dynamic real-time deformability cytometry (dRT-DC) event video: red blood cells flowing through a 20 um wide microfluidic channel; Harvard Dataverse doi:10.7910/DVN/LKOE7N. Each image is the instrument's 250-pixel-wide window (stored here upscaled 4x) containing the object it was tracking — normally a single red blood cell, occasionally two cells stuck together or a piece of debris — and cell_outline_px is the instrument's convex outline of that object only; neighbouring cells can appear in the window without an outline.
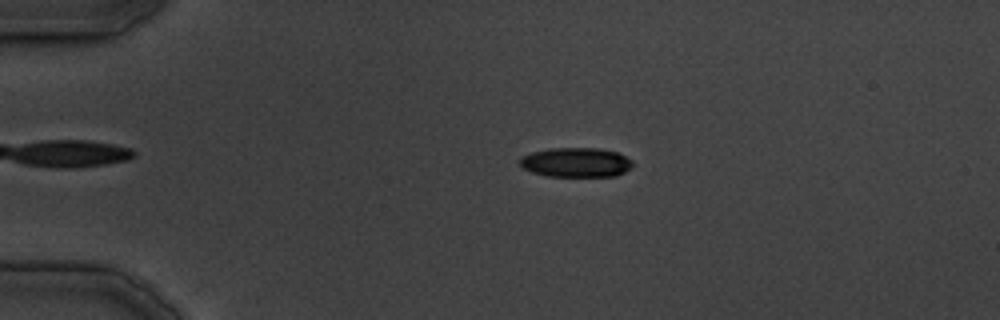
{"species": "common noctule bat (a hibernating species)", "species_latin": "Nyctalus noctula", "temperature_condition": "cold", "stored_images_in_passage": 35, "camera_frame_rate_fps": 3000, "um_per_image_px": 0.085, "animal": {"sex": "male", "body_mass_g": 19.5, "forearm_length_mm": 54.6}, "frame": {"image": 1, "passage_image": 5, "time_ms": 4.667, "image_size_px": [1000, 320], "cell_outline_px": [[632, 164], [624, 172], [616, 176], [548, 176], [532, 172], [524, 168], [520, 164], [520, 156], [532, 152], [548, 148], [600, 148], [616, 152], [632, 160]], "centroid_in_image_um": [48.93, 13.79], "position_along_channel_um": 36.1, "area_um2": 19.31}}
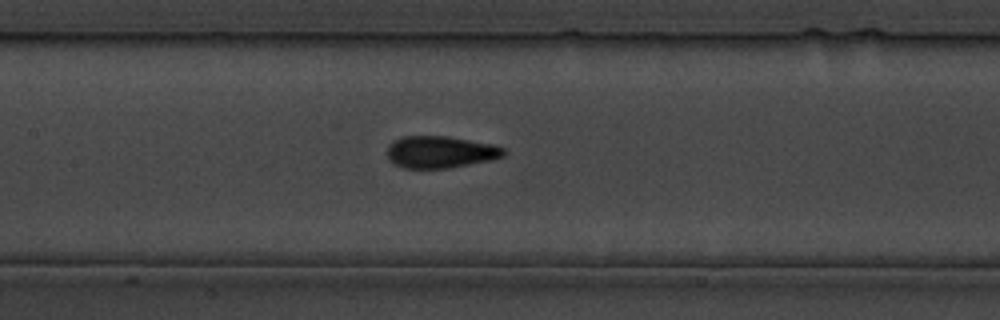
{"frame": {"image": 2, "passage_image": 15, "time_ms": 17.0, "image_size_px": [1000, 320], "cell_outline_px": [[508, 152], [504, 156], [488, 160], [448, 168], [404, 168], [388, 160], [388, 144], [392, 140], [404, 136], [448, 136], [492, 144], [504, 148]], "centroid_in_image_um": [37.41, 12.91], "position_along_channel_um": 170.0, "area_um2": 21.68}}
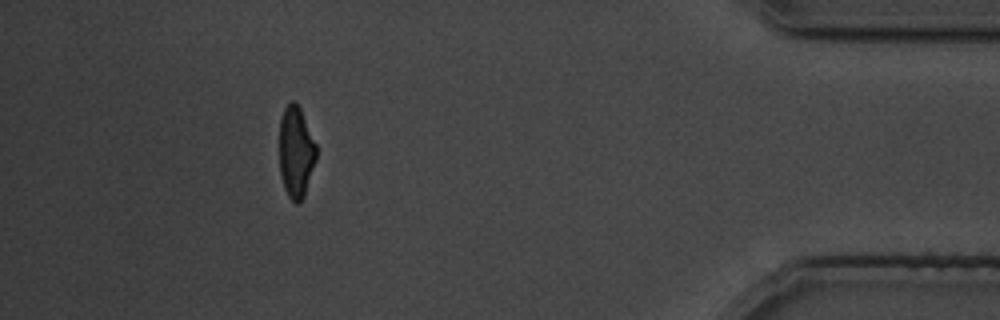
{"frame": {"image": 3, "passage_image": 32, "time_ms": 36.667, "image_size_px": [1000, 320], "cell_outline_px": [[316, 160], [304, 196], [300, 204], [296, 204], [288, 196], [284, 188], [280, 172], [280, 120], [284, 108], [292, 100], [296, 100], [300, 108], [316, 144]], "centroid_in_image_um": [25.16, 12.93], "position_along_channel_um": 410.0, "area_um2": 19.65}}